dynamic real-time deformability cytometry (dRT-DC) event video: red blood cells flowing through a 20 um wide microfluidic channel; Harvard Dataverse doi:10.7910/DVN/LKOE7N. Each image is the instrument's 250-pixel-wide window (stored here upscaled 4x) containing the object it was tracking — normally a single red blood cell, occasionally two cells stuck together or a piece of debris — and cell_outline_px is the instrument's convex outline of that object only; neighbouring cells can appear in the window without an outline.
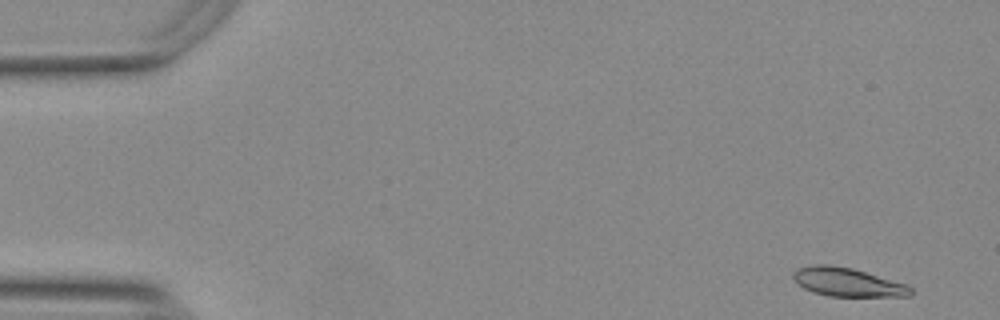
{"species": "Egyptian fruit bat (a non-hibernating species)", "species_latin": "Rousettus aegyptiacus", "temperature_condition": "warm", "stored_images_in_passage": 54, "camera_frame_rate_fps": 3000, "um_per_image_px": 0.085, "animal": {"sex": "female"}, "frame": {"image": 1, "passage_image": 1, "time_ms": 0.0, "image_size_px": [1000, 320], "cell_outline_px": [[912, 296], [828, 296], [812, 292], [804, 288], [792, 276], [792, 272], [796, 268], [812, 264], [828, 264], [852, 268], [908, 284], [912, 288]], "centroid_in_image_um": [72.04, 23.97], "position_along_channel_um": 13.0, "area_um2": 19.71}}
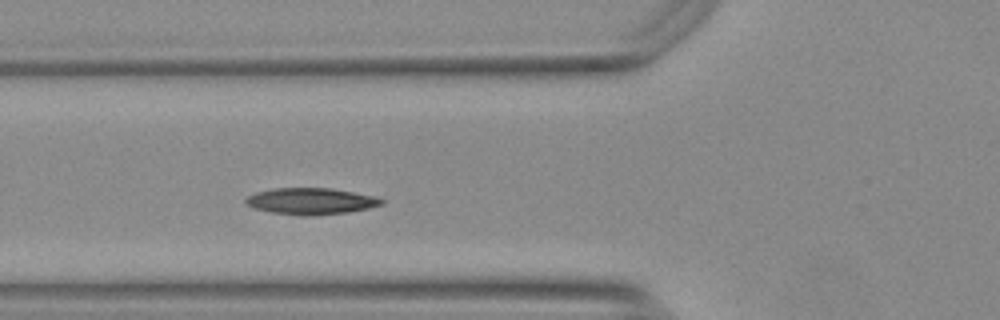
{"frame": {"image": 2, "passage_image": 18, "time_ms": 5.667, "image_size_px": [1000, 320], "cell_outline_px": [[384, 204], [368, 208], [348, 212], [308, 216], [304, 216], [272, 212], [252, 208], [244, 204], [244, 200], [248, 196], [256, 192], [272, 188], [332, 188], [376, 196], [384, 200]], "centroid_in_image_um": [26.41, 17.09], "position_along_channel_um": 99.4, "area_um2": 21.1}}
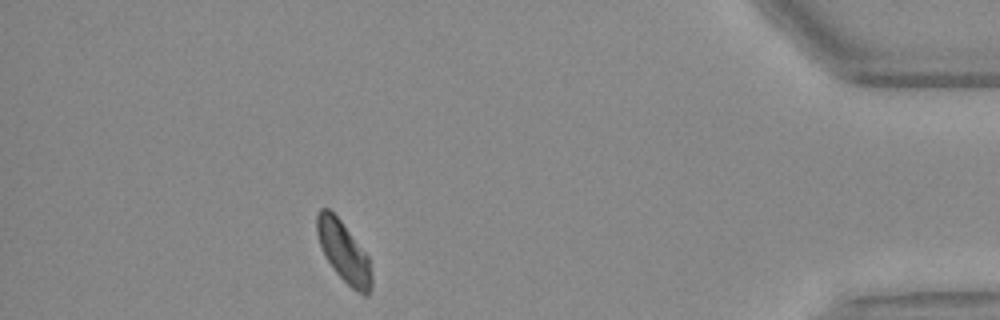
{"frame": {"image": 3, "passage_image": 47, "time_ms": 15.333, "image_size_px": [1000, 320], "cell_outline_px": [[372, 288], [368, 296], [364, 296], [352, 288], [332, 268], [320, 244], [316, 232], [316, 216], [320, 208], [328, 208], [340, 220], [368, 256], [372, 276]], "centroid_in_image_um": [29.23, 21.43], "position_along_channel_um": 406.0, "area_um2": 19.02}, "authors_computed_cell_mechanics": {"area_um2": 19.9699, "velocity_mm_per_s": 3.6961, "shape_relaxation_time_tau1_ms": 2.7338, "shape_relaxation_time_tau2_ms": null, "deformation_change_tau1": 0.1192, "deformation_change_tau2": null}}